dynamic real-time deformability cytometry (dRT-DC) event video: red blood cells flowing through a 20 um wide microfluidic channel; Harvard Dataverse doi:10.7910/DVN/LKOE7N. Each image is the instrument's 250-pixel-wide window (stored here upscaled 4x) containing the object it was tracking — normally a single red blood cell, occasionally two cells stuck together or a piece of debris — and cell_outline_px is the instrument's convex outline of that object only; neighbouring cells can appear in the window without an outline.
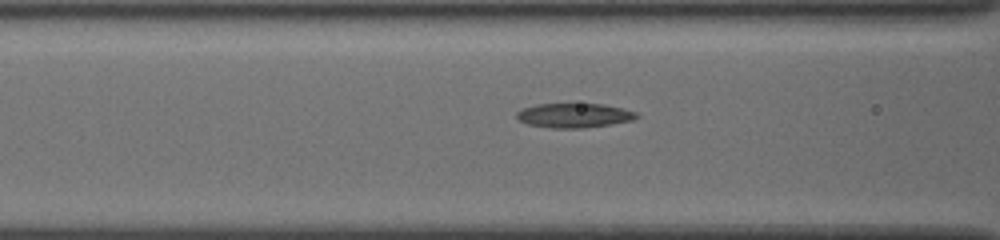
{"species": "common noctule bat (a hibernating species)", "species_latin": "Nyctalus noctula", "temperature_condition": "cold", "stored_images_in_passage": 37, "camera_frame_rate_fps": 3000, "um_per_image_px": 0.085, "animal": {"sex": "female", "body_mass_g": 19.5, "forearm_length_mm": 54.1}, "frame": {"image": 1, "passage_image": 16, "time_ms": 5.0, "image_size_px": [1000, 240], "cell_outline_px": [[640, 116], [632, 120], [612, 124], [584, 128], [548, 128], [528, 124], [520, 120], [516, 116], [516, 112], [520, 108], [536, 104], [604, 104], [636, 112]], "centroid_in_image_um": [48.77, 9.81], "position_along_channel_um": 117.8, "area_um2": 17.11}}
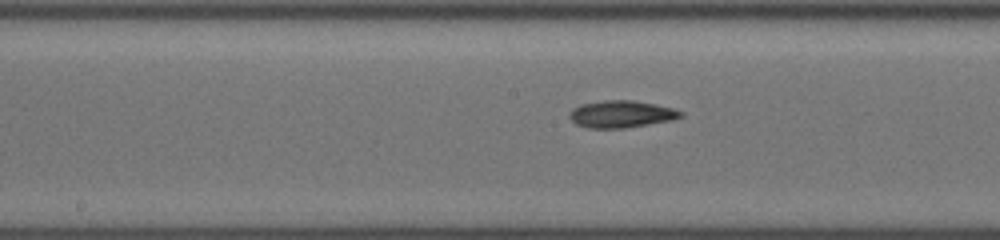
{"frame": {"image": 2, "passage_image": 22, "time_ms": 7.0, "image_size_px": [1000, 240], "cell_outline_px": [[684, 116], [672, 120], [624, 128], [588, 128], [576, 124], [568, 116], [572, 108], [580, 104], [604, 100], [632, 100], [672, 108], [684, 112]], "centroid_in_image_um": [52.79, 9.7], "position_along_channel_um": 195.4, "area_um2": 17.51}}
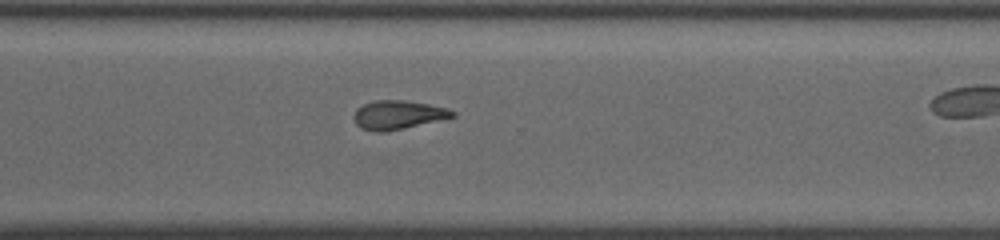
{"frame": {"image": 3, "passage_image": 33, "time_ms": 10.667, "image_size_px": [1000, 240], "cell_outline_px": [[456, 116], [384, 132], [376, 132], [360, 128], [356, 124], [352, 116], [356, 108], [364, 104], [376, 100], [404, 100], [428, 104], [448, 108], [456, 112]], "centroid_in_image_um": [33.79, 9.75], "position_along_channel_um": 336.8, "area_um2": 16.47}}